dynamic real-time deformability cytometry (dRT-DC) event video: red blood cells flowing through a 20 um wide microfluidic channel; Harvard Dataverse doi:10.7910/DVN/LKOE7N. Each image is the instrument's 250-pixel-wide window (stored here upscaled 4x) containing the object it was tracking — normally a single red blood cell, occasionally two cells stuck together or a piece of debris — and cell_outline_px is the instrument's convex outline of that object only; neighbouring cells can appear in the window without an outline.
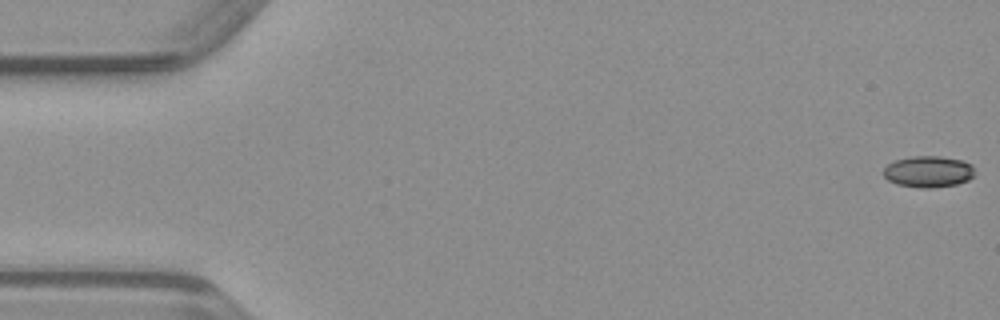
{"species": "common noctule bat (a hibernating species)", "species_latin": "Nyctalus noctula", "temperature_condition": "warm", "stored_images_in_passage": 50, "camera_frame_rate_fps": 3000, "um_per_image_px": 0.085, "animal": {"sex": "male", "body_mass_g": 23.1, "forearm_length_mm": 52.7}, "frame": {"image": 1, "passage_image": 1, "time_ms": 0.0, "image_size_px": [1000, 320], "cell_outline_px": [[976, 176], [968, 180], [956, 184], [932, 188], [920, 188], [896, 184], [888, 180], [884, 176], [884, 168], [888, 164], [896, 160], [912, 156], [940, 156], [964, 160], [972, 164]], "centroid_in_image_um": [78.95, 14.59], "position_along_channel_um": 6.1, "area_um2": 16.88}}
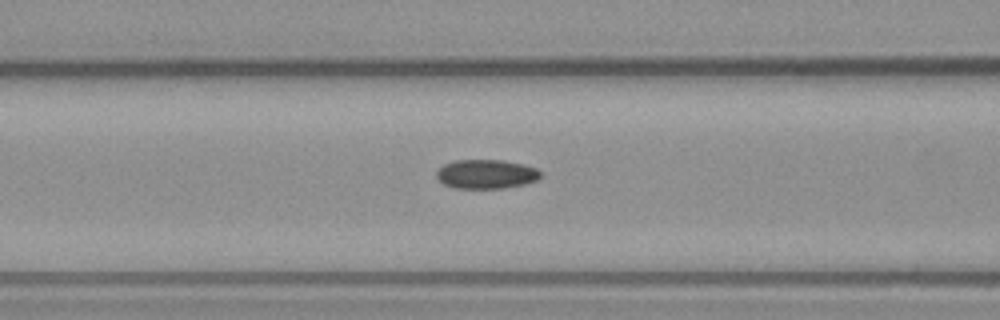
{"frame": {"image": 2, "passage_image": 20, "time_ms": 6.333, "image_size_px": [1000, 320], "cell_outline_px": [[540, 176], [536, 180], [524, 184], [504, 188], [452, 188], [444, 184], [436, 176], [436, 172], [444, 164], [456, 160], [500, 160], [524, 164], [536, 168], [540, 172]], "centroid_in_image_um": [41.31, 14.8], "position_along_channel_um": 125.3, "area_um2": 17.57}}
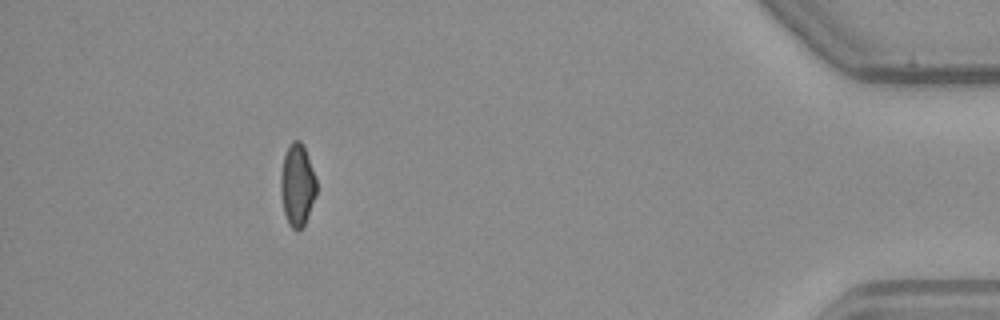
{"frame": {"image": 3, "passage_image": 45, "time_ms": 14.667, "image_size_px": [1000, 320], "cell_outline_px": [[316, 192], [304, 224], [296, 232], [288, 224], [284, 212], [280, 192], [280, 176], [284, 156], [292, 140], [300, 140], [304, 144], [316, 180]], "centroid_in_image_um": [25.25, 15.7], "position_along_channel_um": 410.0, "area_um2": 16.94}}